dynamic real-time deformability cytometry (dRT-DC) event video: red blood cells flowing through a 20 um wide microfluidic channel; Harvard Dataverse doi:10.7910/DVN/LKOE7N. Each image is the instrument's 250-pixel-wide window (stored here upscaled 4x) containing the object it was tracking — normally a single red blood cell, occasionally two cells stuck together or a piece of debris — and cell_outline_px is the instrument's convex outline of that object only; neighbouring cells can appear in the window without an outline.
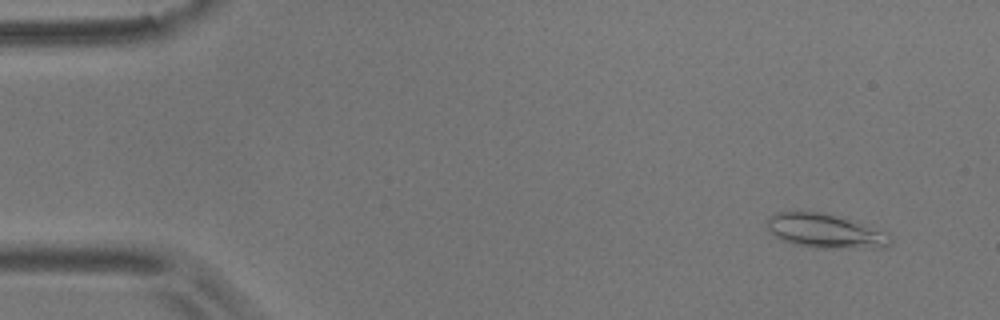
{"species": "common noctule bat (a hibernating species)", "species_latin": "Nyctalus noctula", "temperature_condition": "room temperature", "stored_images_in_passage": 55, "camera_frame_rate_fps": 3000, "um_per_image_px": 0.085, "animal": {"sex": "male", "body_mass_g": 17.9}, "frame": {"image": 1, "passage_image": 3, "time_ms": 0.667, "image_size_px": [1000, 320], "cell_outline_px": [[892, 240], [884, 248], [812, 248], [792, 244], [780, 240], [768, 228], [768, 216], [776, 212], [828, 212], [844, 216], [856, 220], [888, 232]], "centroid_in_image_um": [70.2, 19.63], "position_along_channel_um": 14.8, "area_um2": 25.2}}
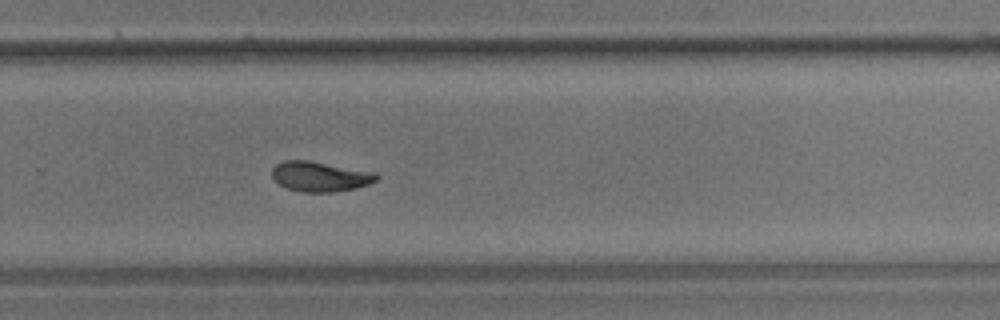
{"frame": {"image": 2, "passage_image": 36, "time_ms": 11.667, "image_size_px": [1000, 320], "cell_outline_px": [[380, 176], [376, 180], [368, 184], [356, 188], [332, 192], [300, 192], [288, 188], [280, 184], [272, 176], [272, 168], [276, 164], [284, 160], [308, 160], [376, 172]], "centroid_in_image_um": [27.22, 14.99], "position_along_channel_um": 302.6, "area_um2": 18.26}}
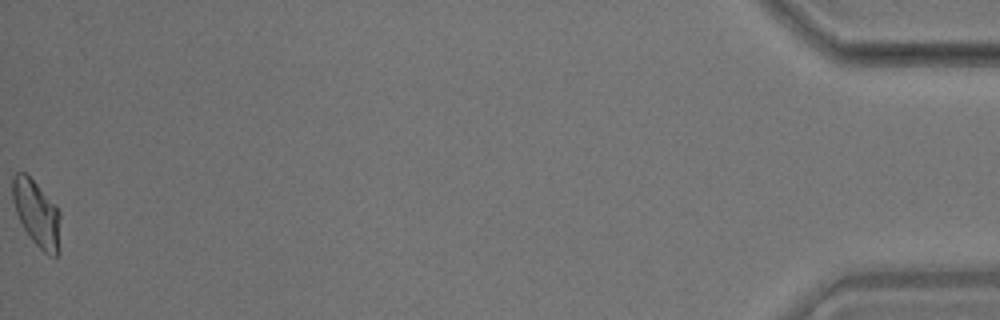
{"frame": {"image": 3, "passage_image": 55, "time_ms": 18.0, "image_size_px": [1000, 320], "cell_outline_px": [[60, 252], [56, 256], [52, 256], [44, 252], [32, 240], [24, 228], [16, 212], [12, 200], [12, 176], [16, 172], [24, 172], [56, 204], [60, 212]], "centroid_in_image_um": [3.14, 18.15], "position_along_channel_um": 432.1, "area_um2": 18.5}, "authors_computed_cell_mechanics": {"area_um2": 18.3804, "velocity_mm_per_s": 3.5967, "shape_relaxation_time_tau1_ms": 8.6044, "shape_relaxation_time_tau2_ms": 3.7572, "deformation_change_tau1": 0.2031, "deformation_change_tau2": 0.0941}}